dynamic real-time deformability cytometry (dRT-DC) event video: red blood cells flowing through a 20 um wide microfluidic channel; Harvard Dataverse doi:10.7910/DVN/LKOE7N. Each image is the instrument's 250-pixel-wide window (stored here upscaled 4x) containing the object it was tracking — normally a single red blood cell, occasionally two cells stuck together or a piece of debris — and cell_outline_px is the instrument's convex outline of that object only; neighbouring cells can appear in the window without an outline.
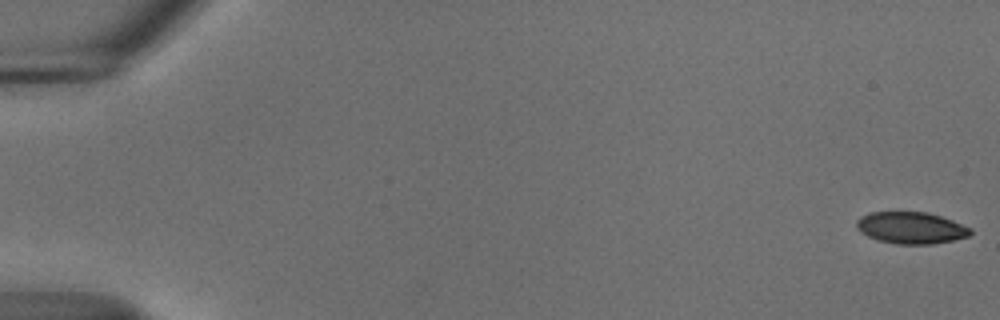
{"species": "common noctule bat (a hibernating species)", "species_latin": "Nyctalus noctula", "temperature_condition": "cold", "stored_images_in_passage": 55, "camera_frame_rate_fps": 3000, "um_per_image_px": 0.085, "animal": {"sex": "male", "body_mass_g": 18.8}, "frame": {"image": 1, "passage_image": 1, "time_ms": 0.0, "image_size_px": [1000, 320], "cell_outline_px": [[972, 232], [968, 236], [952, 240], [932, 244], [896, 244], [880, 240], [868, 236], [860, 232], [856, 228], [856, 220], [860, 216], [868, 212], [928, 212], [952, 220], [972, 228]], "centroid_in_image_um": [77.41, 19.35], "position_along_channel_um": 7.6, "area_um2": 21.1}}
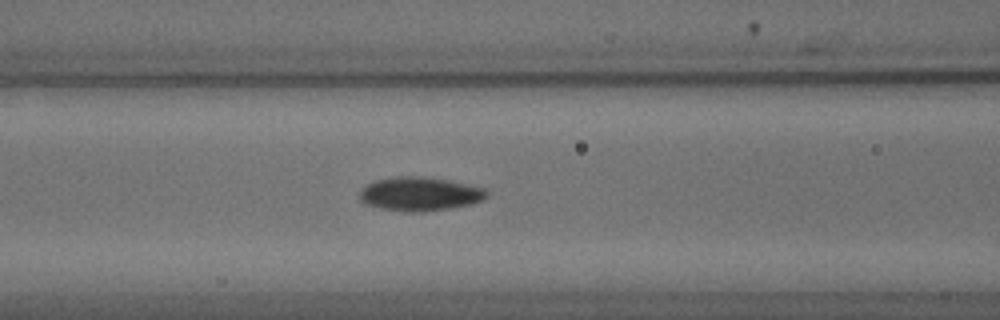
{"frame": {"image": 2, "passage_image": 24, "time_ms": 7.667, "image_size_px": [1000, 320], "cell_outline_px": [[488, 196], [484, 200], [472, 204], [448, 208], [420, 212], [408, 212], [380, 208], [364, 204], [360, 200], [360, 192], [368, 184], [376, 180], [396, 176], [420, 176], [448, 180], [488, 188]], "centroid_in_image_um": [35.73, 16.48], "position_along_channel_um": 130.9, "area_um2": 25.14}}
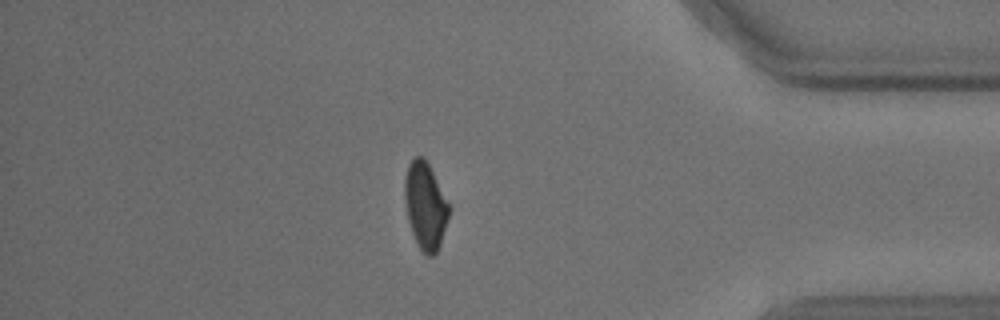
{"frame": {"image": 3, "passage_image": 48, "time_ms": 15.667, "image_size_px": [1000, 320], "cell_outline_px": [[448, 216], [440, 244], [436, 252], [432, 256], [428, 256], [416, 244], [408, 220], [404, 196], [404, 180], [408, 164], [416, 156], [424, 156], [448, 204]], "centroid_in_image_um": [36.11, 17.49], "position_along_channel_um": 399.1, "area_um2": 21.85}, "authors_computed_cell_mechanics": {"area_um2": 23.12, "velocity_mm_per_s": 3.6987, "shape_relaxation_time_tau1_ms": 4.138, "shape_relaxation_time_tau2_ms": 5.7853, "deformation_change_tau1": 0.1196, "deformation_change_tau2": 0.0752}}